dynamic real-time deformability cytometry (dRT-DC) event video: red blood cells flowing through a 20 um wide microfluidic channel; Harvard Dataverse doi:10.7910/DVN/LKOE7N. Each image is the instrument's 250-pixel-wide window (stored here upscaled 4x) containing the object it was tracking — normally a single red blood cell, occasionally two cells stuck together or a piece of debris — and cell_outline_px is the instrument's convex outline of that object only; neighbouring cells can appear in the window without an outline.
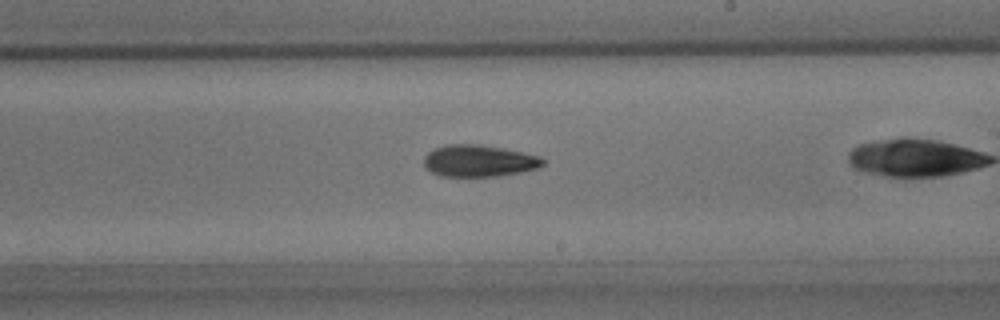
{"species": "common noctule bat (a hibernating species)", "species_latin": "Nyctalus noctula", "temperature_condition": "room temperature", "stored_images_in_passage": 26, "camera_frame_rate_fps": 3000, "um_per_image_px": 0.085, "animal": {"sex": "male", "body_mass_g": 15.6}, "frame": {"image": 1, "passage_image": 15, "time_ms": 4.667, "image_size_px": [1000, 320], "cell_outline_px": [[548, 160], [540, 168], [520, 172], [496, 176], [440, 176], [424, 168], [424, 156], [432, 148], [444, 144], [480, 144], [524, 152], [540, 156]], "centroid_in_image_um": [40.71, 13.66], "position_along_channel_um": 248.3, "area_um2": 22.43}}